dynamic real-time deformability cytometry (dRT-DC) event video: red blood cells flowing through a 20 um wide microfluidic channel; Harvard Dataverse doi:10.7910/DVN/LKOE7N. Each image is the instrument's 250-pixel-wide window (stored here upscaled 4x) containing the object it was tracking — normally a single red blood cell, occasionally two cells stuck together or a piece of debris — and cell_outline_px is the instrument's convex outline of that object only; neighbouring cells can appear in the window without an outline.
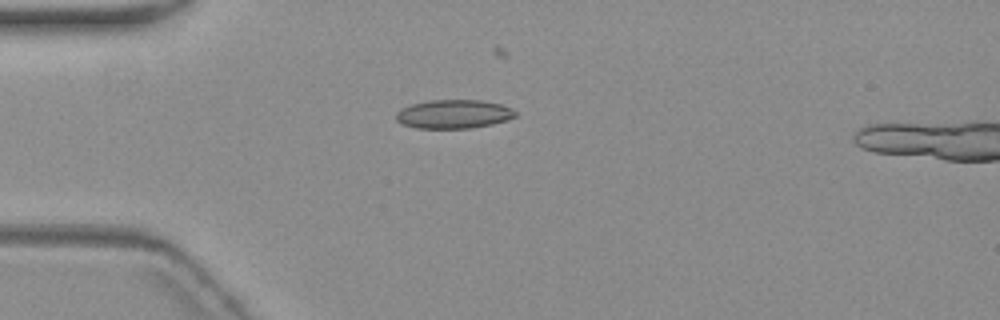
{"species": "common noctule bat (a hibernating species)", "species_latin": "Nyctalus noctula", "temperature_condition": "warm", "stored_images_in_passage": 6, "camera_frame_rate_fps": 3000, "um_per_image_px": 0.085, "animal": {"sex": "female", "body_mass_g": 19.3, "forearm_length_mm": 54.1}, "frame": {"image": 1, "passage_image": 4, "time_ms": 4.667, "image_size_px": [1000, 320], "cell_outline_px": [[516, 116], [508, 120], [492, 124], [472, 128], [416, 128], [404, 124], [396, 120], [396, 112], [412, 104], [428, 100], [480, 100], [500, 104], [512, 108], [516, 112]], "centroid_in_image_um": [38.59, 9.7], "position_along_channel_um": 46.4, "area_um2": 19.94}}
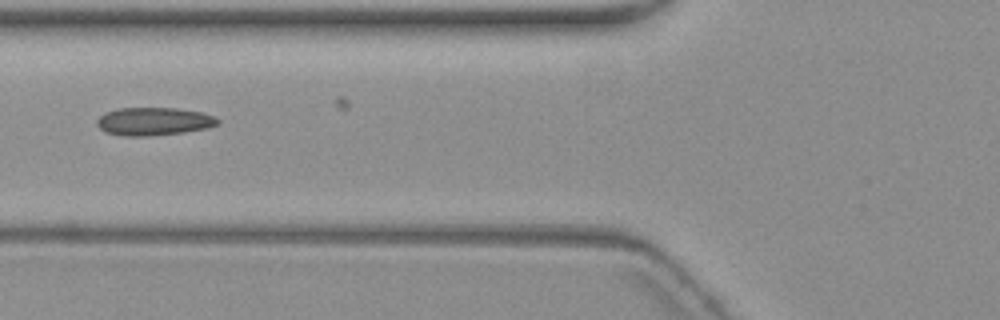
{"frame": {"image": 2, "passage_image": 6, "time_ms": 7.0, "image_size_px": [1000, 320], "cell_outline_px": [[220, 124], [208, 128], [184, 132], [148, 136], [124, 136], [108, 132], [100, 128], [96, 124], [96, 120], [104, 112], [116, 108], [176, 108], [200, 112], [212, 116], [220, 120]], "centroid_in_image_um": [13.06, 10.31], "position_along_channel_um": 112.7, "area_um2": 19.71}}